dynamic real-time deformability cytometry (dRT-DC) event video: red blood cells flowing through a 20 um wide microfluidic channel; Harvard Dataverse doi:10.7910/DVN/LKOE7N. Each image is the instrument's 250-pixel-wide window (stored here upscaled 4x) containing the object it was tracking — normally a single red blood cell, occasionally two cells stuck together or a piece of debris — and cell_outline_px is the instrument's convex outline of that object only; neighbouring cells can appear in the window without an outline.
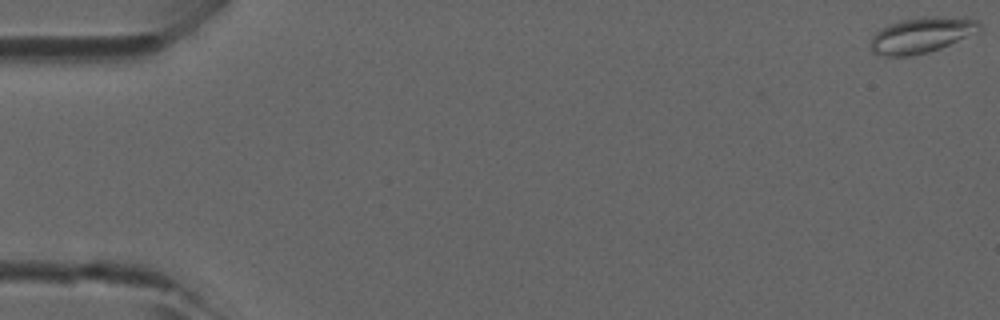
{"species": "common noctule bat (a hibernating species)", "species_latin": "Nyctalus noctula", "temperature_condition": "room temperature", "stored_images_in_passage": 5, "camera_frame_rate_fps": 3000, "um_per_image_px": 0.085, "animal": {"sex": "male", "forearm_length_mm": 52.5}, "frame": {"image": 1, "passage_image": 1, "time_ms": 0.0, "image_size_px": [1000, 320], "cell_outline_px": [[980, 32], [940, 48], [928, 52], [908, 56], [884, 56], [872, 52], [868, 48], [868, 44], [872, 36], [880, 28], [900, 20], [920, 16], [940, 16], [976, 20], [980, 24]], "centroid_in_image_um": [78.28, 2.98], "position_along_channel_um": 6.7, "area_um2": 22.83}}